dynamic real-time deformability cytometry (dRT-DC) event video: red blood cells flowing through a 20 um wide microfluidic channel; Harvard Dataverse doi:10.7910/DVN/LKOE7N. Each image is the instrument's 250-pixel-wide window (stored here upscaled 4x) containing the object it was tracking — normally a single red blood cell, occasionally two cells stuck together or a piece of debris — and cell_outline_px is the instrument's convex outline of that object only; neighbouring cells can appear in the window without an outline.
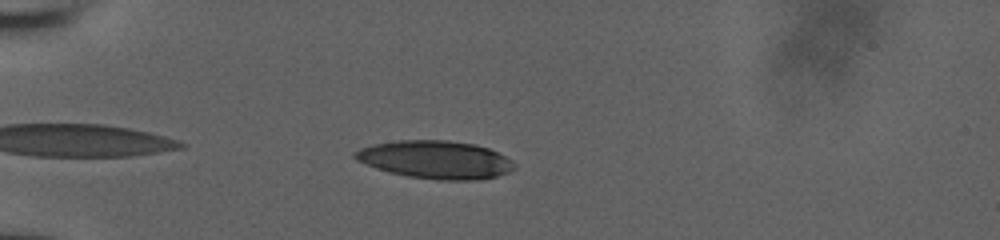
{"species": "human", "species_latin": "Homo sapiens", "temperature_condition": "room temperature", "stored_images_in_passage": 17, "camera_frame_rate_fps": 3000, "um_per_image_px": 0.085, "donor": {"sex": "male"}, "frame": {"image": 1, "passage_image": 5, "time_ms": 1.0, "image_size_px": [1000, 240], "cell_outline_px": [[516, 168], [508, 172], [496, 176], [472, 180], [440, 180], [408, 176], [388, 172], [376, 168], [356, 160], [352, 156], [352, 152], [360, 148], [376, 144], [400, 140], [448, 140], [476, 144], [488, 148], [512, 160], [516, 164]], "centroid_in_image_um": [37.01, 13.57], "position_along_channel_um": 48.0, "area_um2": 35.2}}
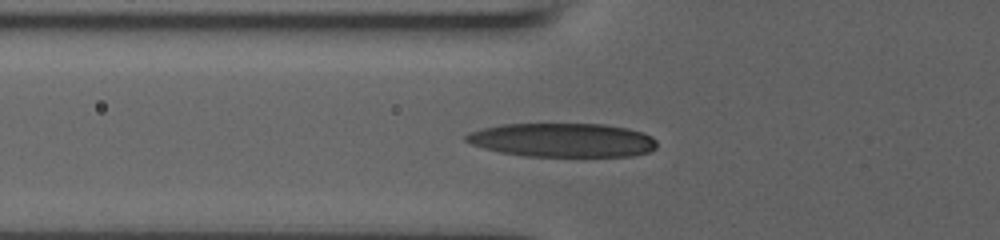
{"frame": {"image": 2, "passage_image": 14, "time_ms": 2.667, "image_size_px": [1000, 240], "cell_outline_px": [[656, 148], [648, 152], [632, 156], [524, 156], [500, 152], [484, 148], [472, 144], [464, 140], [464, 136], [468, 132], [500, 124], [604, 124], [628, 128], [644, 132], [652, 136], [656, 140]], "centroid_in_image_um": [47.82, 11.9], "position_along_channel_um": 78.0, "area_um2": 37.86}}